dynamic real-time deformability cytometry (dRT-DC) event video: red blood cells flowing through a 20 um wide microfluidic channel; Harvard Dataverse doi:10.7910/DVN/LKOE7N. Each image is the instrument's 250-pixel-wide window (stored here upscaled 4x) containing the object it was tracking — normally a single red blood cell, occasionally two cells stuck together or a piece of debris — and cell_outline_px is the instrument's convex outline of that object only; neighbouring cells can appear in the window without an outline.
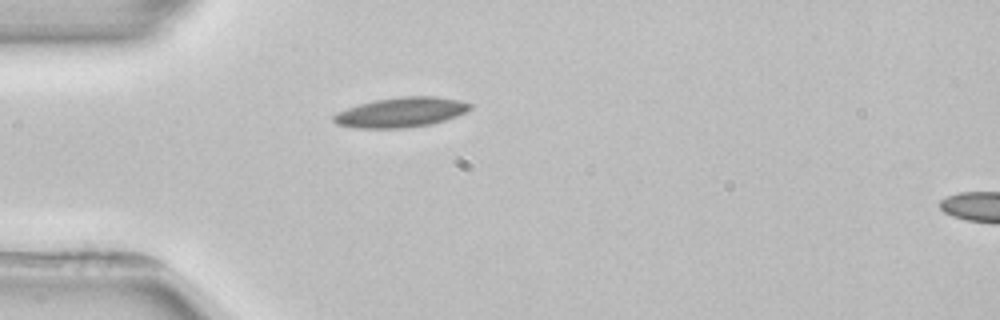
{"species": "common noctule bat (a hibernating species)", "species_latin": "Nyctalus noctula", "temperature_condition": "room temperature", "stored_images_in_passage": 2, "segment_of_instrument_passage": [1, 2], "camera_frame_rate_fps": 3000, "um_per_image_px": 0.085, "animal": {"sex": "female", "body_mass_g": 22.7, "forearm_length_mm": 54.2}, "frame": {"image": 1, "passage_image": 1, "time_ms": 0.0, "image_size_px": [1000, 320], "cell_outline_px": [[472, 108], [456, 116], [432, 124], [404, 128], [356, 128], [336, 124], [332, 120], [332, 116], [336, 112], [360, 104], [376, 100], [400, 96], [436, 96], [460, 100], [472, 104]], "centroid_in_image_um": [34.08, 9.54], "position_along_channel_um": 50.9, "area_um2": 23.76}}